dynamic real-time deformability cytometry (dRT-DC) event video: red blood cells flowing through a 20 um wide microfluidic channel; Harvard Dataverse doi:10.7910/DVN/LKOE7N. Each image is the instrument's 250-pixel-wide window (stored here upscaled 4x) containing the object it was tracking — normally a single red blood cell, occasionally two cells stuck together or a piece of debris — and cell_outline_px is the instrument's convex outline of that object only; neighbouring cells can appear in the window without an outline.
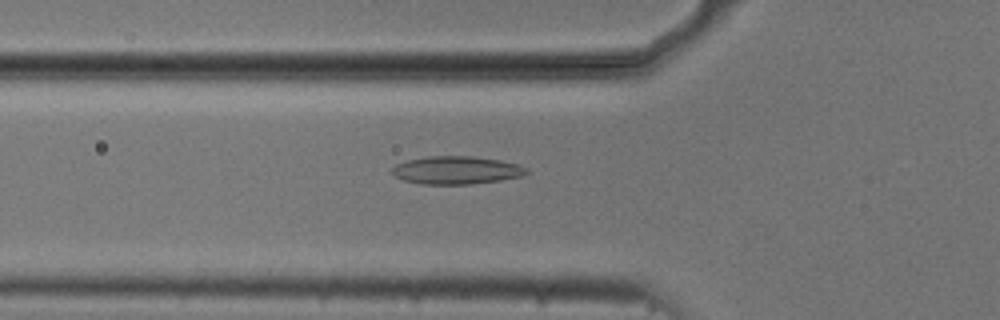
{"species": "common noctule bat (a hibernating species)", "species_latin": "Nyctalus noctula", "temperature_condition": "cold", "stored_images_in_passage": 53, "camera_frame_rate_fps": 3000, "um_per_image_px": 0.085, "animal": {"sex": "male", "body_mass_g": 20.5, "forearm_length_mm": 52.5}, "frame": {"image": 1, "passage_image": 18, "time_ms": 5.667, "image_size_px": [1000, 320], "cell_outline_px": [[528, 172], [524, 176], [500, 180], [472, 184], [420, 184], [404, 180], [396, 176], [392, 172], [392, 168], [396, 164], [408, 160], [428, 156], [472, 156], [500, 160], [520, 164], [528, 168]], "centroid_in_image_um": [38.84, 14.46], "position_along_channel_um": 87.0, "area_um2": 21.96}}
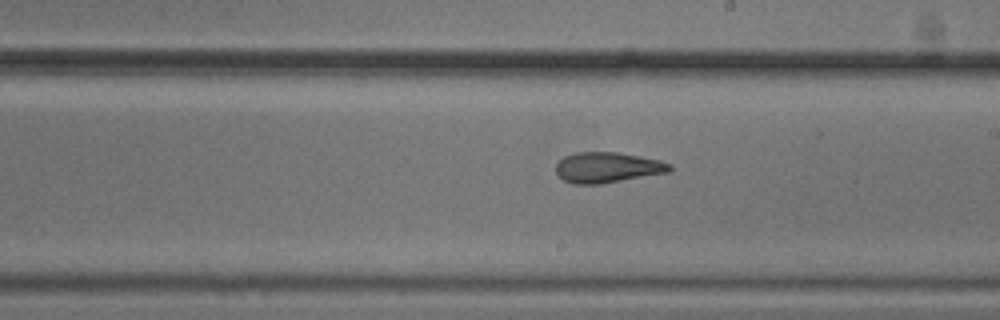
{"frame": {"image": 2, "passage_image": 30, "time_ms": 9.667, "image_size_px": [1000, 320], "cell_outline_px": [[672, 168], [668, 172], [600, 184], [572, 184], [564, 180], [556, 172], [556, 164], [564, 156], [576, 152], [616, 152], [640, 156], [660, 160], [672, 164]], "centroid_in_image_um": [51.62, 14.23], "position_along_channel_um": 237.4, "area_um2": 20.17}}
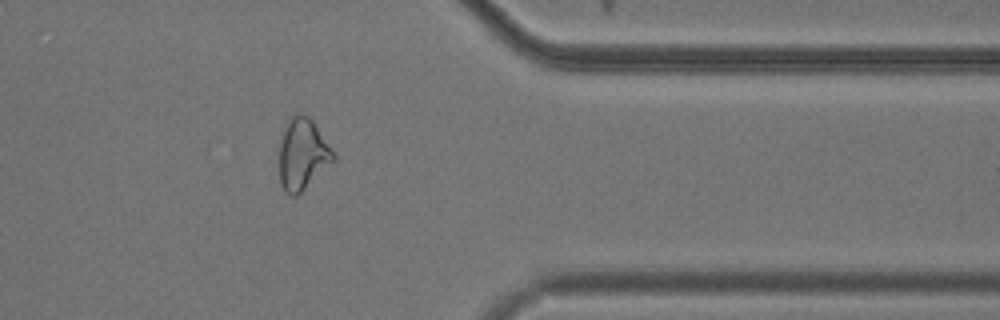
{"frame": {"image": 3, "passage_image": 43, "time_ms": 14.0, "image_size_px": [1000, 320], "cell_outline_px": [[336, 160], [296, 196], [288, 196], [284, 192], [280, 184], [280, 140], [284, 128], [288, 120], [292, 116], [300, 112], [308, 116], [312, 120], [336, 156]], "centroid_in_image_um": [25.71, 13.12], "position_along_channel_um": 385.7, "area_um2": 22.43}, "authors_computed_cell_mechanics": {"area_um2": 22.1374, "velocity_mm_per_s": 3.7383, "shape_relaxation_time_tau1_ms": null, "shape_relaxation_time_tau2_ms": 3.0864, "deformation_change_tau1": null, "deformation_change_tau2": 0.1148}}